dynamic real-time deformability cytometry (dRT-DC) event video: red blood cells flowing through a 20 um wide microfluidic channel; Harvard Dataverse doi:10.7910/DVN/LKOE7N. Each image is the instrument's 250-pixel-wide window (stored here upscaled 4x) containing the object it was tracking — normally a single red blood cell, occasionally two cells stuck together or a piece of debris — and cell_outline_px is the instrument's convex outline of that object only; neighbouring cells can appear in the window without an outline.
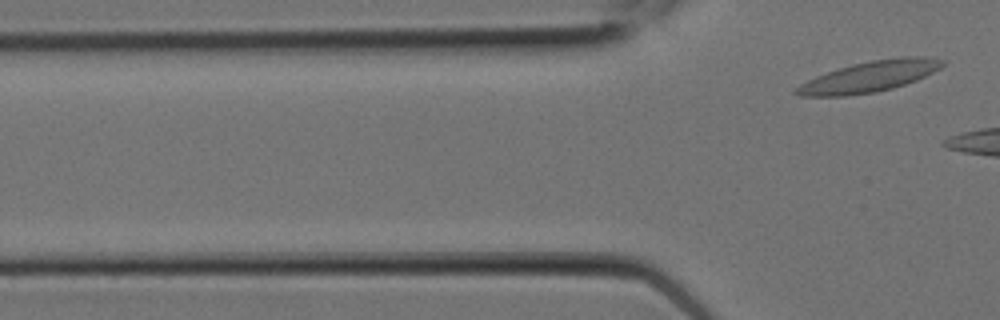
{"species": "Egyptian fruit bat (a non-hibernating species)", "species_latin": "Rousettus aegyptiacus", "temperature_condition": "room temperature", "stored_images_in_passage": 7, "segment_of_instrument_passage": [2, 2], "camera_frame_rate_fps": 3000, "um_per_image_px": 0.085, "animal": {"sex": "female"}, "frame": {"image": 1, "passage_image": 7, "time_ms": 2.0, "image_size_px": [1000, 320], "cell_outline_px": [[944, 64], [940, 68], [916, 80], [892, 88], [876, 92], [848, 96], [800, 96], [792, 92], [800, 84], [816, 76], [852, 64], [872, 60], [904, 56], [924, 56], [944, 60]], "centroid_in_image_um": [73.9, 6.51], "position_along_channel_um": 51.9, "area_um2": 26.07}}